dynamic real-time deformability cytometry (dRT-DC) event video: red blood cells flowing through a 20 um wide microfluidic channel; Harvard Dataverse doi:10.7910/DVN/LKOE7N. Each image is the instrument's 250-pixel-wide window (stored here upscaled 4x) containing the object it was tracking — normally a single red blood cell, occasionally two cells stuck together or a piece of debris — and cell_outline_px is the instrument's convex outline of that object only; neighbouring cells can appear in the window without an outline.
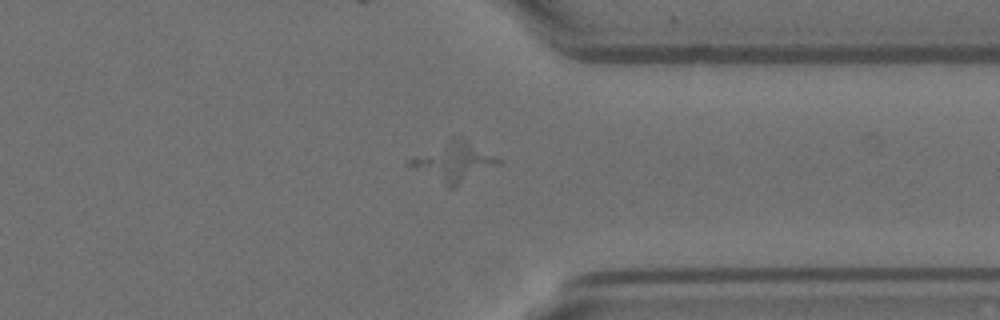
{"species": "Egyptian fruit bat (a non-hibernating species)", "species_latin": "Rousettus aegyptiacus", "temperature_condition": "room temperature", "stored_images_in_passage": 39, "camera_frame_rate_fps": 3000, "um_per_image_px": 0.085, "animal": {"sex": "female"}, "frame": {"image": 1, "passage_image": 26, "time_ms": 8.333, "image_size_px": [1000, 320], "cell_outline_px": [[504, 160], [500, 164], [456, 188], [448, 188], [404, 164], [408, 160], [460, 136], [468, 140]], "centroid_in_image_um": [38.64, 13.82], "position_along_channel_um": 372.8, "area_um2": 20.17}}
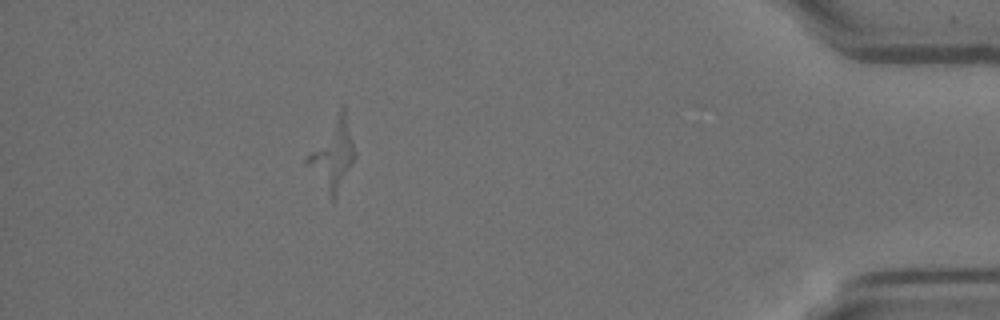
{"frame": {"image": 2, "passage_image": 33, "time_ms": 10.667, "image_size_px": [1000, 320], "cell_outline_px": [[356, 156], [332, 204], [304, 164], [304, 160], [340, 108], [344, 104], [356, 152]], "centroid_in_image_um": [28.26, 13.21], "position_along_channel_um": 406.9, "area_um2": 19.42}}